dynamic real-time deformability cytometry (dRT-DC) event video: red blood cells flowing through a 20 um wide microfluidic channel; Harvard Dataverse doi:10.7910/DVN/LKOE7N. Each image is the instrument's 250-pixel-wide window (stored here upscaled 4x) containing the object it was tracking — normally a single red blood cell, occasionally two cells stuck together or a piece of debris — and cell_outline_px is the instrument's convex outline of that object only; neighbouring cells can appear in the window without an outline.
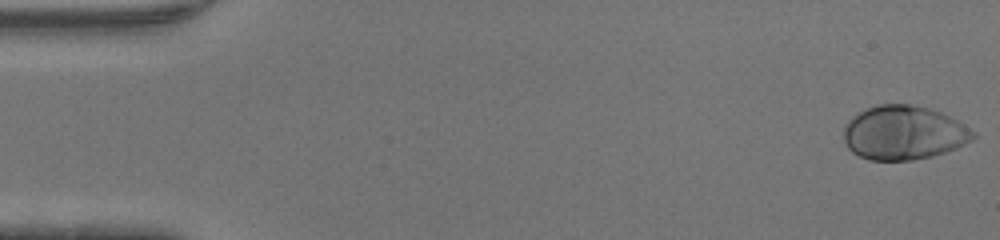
{"species": "human", "species_latin": "Homo sapiens", "temperature_condition": "warm", "stored_images_in_passage": 47, "camera_frame_rate_fps": 3000, "um_per_image_px": 0.085, "donor": {"sex": "male"}, "frame": {"image": 1, "passage_image": 1, "time_ms": 0.0, "image_size_px": [1000, 240], "cell_outline_px": [[976, 136], [972, 140], [956, 148], [932, 156], [912, 160], [868, 160], [852, 152], [848, 148], [844, 140], [844, 128], [848, 120], [852, 116], [876, 104], [912, 104], [928, 108], [940, 112], [964, 124], [976, 132]], "centroid_in_image_um": [76.81, 11.28], "position_along_channel_um": 8.2, "area_um2": 40.75}}
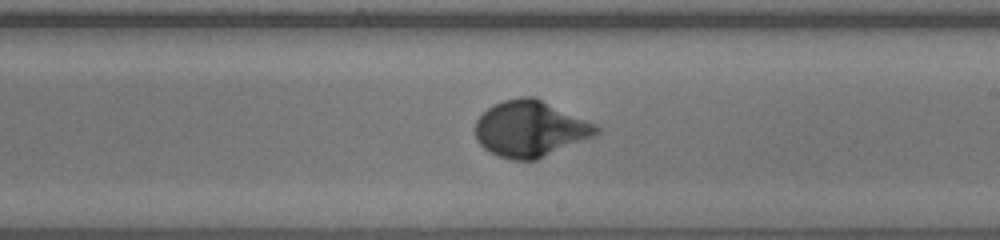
{"frame": {"image": 2, "passage_image": 27, "time_ms": 8.667, "image_size_px": [1000, 240], "cell_outline_px": [[600, 132], [596, 136], [536, 160], [512, 160], [500, 156], [484, 148], [476, 140], [476, 120], [488, 108], [504, 100], [520, 96], [536, 96], [596, 124], [600, 128]], "centroid_in_image_um": [45.12, 10.94], "position_along_channel_um": 243.9, "area_um2": 39.71}}
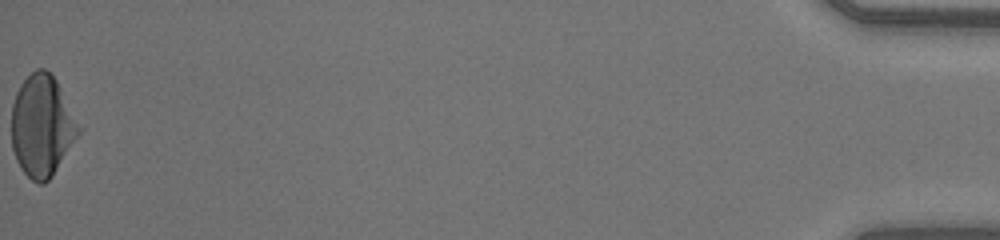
{"frame": {"image": 3, "passage_image": 47, "time_ms": 15.333, "image_size_px": [1000, 240], "cell_outline_px": [[80, 132], [52, 176], [44, 184], [40, 184], [32, 180], [24, 172], [16, 160], [12, 148], [12, 104], [16, 92], [20, 84], [36, 68], [44, 68], [56, 80], [80, 128]], "centroid_in_image_um": [3.54, 10.71], "position_along_channel_um": 431.7, "area_um2": 39.07}}